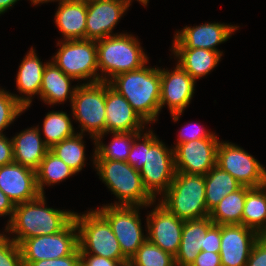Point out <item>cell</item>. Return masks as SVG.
<instances>
[{"label": "cell", "instance_id": "1", "mask_svg": "<svg viewBox=\"0 0 266 266\" xmlns=\"http://www.w3.org/2000/svg\"><path fill=\"white\" fill-rule=\"evenodd\" d=\"M45 204V195H40L32 201L15 205L5 231L15 234L12 239L18 245L24 239L58 233L74 219V211L49 208Z\"/></svg>", "mask_w": 266, "mask_h": 266}, {"label": "cell", "instance_id": "2", "mask_svg": "<svg viewBox=\"0 0 266 266\" xmlns=\"http://www.w3.org/2000/svg\"><path fill=\"white\" fill-rule=\"evenodd\" d=\"M134 111L146 123L156 122L160 113V68L144 65L142 68L121 73L109 81Z\"/></svg>", "mask_w": 266, "mask_h": 266}, {"label": "cell", "instance_id": "3", "mask_svg": "<svg viewBox=\"0 0 266 266\" xmlns=\"http://www.w3.org/2000/svg\"><path fill=\"white\" fill-rule=\"evenodd\" d=\"M93 164L100 180L118 198V202L106 205L149 207L156 200L145 189L141 175L127 161L94 159Z\"/></svg>", "mask_w": 266, "mask_h": 266}, {"label": "cell", "instance_id": "4", "mask_svg": "<svg viewBox=\"0 0 266 266\" xmlns=\"http://www.w3.org/2000/svg\"><path fill=\"white\" fill-rule=\"evenodd\" d=\"M100 81L109 82L121 73L134 71L148 63L140 42L132 34L120 33L97 40Z\"/></svg>", "mask_w": 266, "mask_h": 266}, {"label": "cell", "instance_id": "5", "mask_svg": "<svg viewBox=\"0 0 266 266\" xmlns=\"http://www.w3.org/2000/svg\"><path fill=\"white\" fill-rule=\"evenodd\" d=\"M159 202L183 221L209 216L205 201L204 175L176 172Z\"/></svg>", "mask_w": 266, "mask_h": 266}, {"label": "cell", "instance_id": "6", "mask_svg": "<svg viewBox=\"0 0 266 266\" xmlns=\"http://www.w3.org/2000/svg\"><path fill=\"white\" fill-rule=\"evenodd\" d=\"M74 220L78 228L80 254L102 256L120 263L128 260L122 254L109 222L96 209L80 215L75 212Z\"/></svg>", "mask_w": 266, "mask_h": 266}, {"label": "cell", "instance_id": "7", "mask_svg": "<svg viewBox=\"0 0 266 266\" xmlns=\"http://www.w3.org/2000/svg\"><path fill=\"white\" fill-rule=\"evenodd\" d=\"M58 49L52 60L66 75L74 80L100 82L96 41L88 39L58 41Z\"/></svg>", "mask_w": 266, "mask_h": 266}, {"label": "cell", "instance_id": "8", "mask_svg": "<svg viewBox=\"0 0 266 266\" xmlns=\"http://www.w3.org/2000/svg\"><path fill=\"white\" fill-rule=\"evenodd\" d=\"M73 118L81 125V134L88 132L94 140L105 133V81L77 85L72 99Z\"/></svg>", "mask_w": 266, "mask_h": 266}, {"label": "cell", "instance_id": "9", "mask_svg": "<svg viewBox=\"0 0 266 266\" xmlns=\"http://www.w3.org/2000/svg\"><path fill=\"white\" fill-rule=\"evenodd\" d=\"M139 173L145 189L155 200L158 194L167 191L175 177L174 149L166 147L152 130L147 133V157Z\"/></svg>", "mask_w": 266, "mask_h": 266}, {"label": "cell", "instance_id": "10", "mask_svg": "<svg viewBox=\"0 0 266 266\" xmlns=\"http://www.w3.org/2000/svg\"><path fill=\"white\" fill-rule=\"evenodd\" d=\"M140 206L104 205L96 209L110 224L122 254L130 260L147 239L142 232Z\"/></svg>", "mask_w": 266, "mask_h": 266}, {"label": "cell", "instance_id": "11", "mask_svg": "<svg viewBox=\"0 0 266 266\" xmlns=\"http://www.w3.org/2000/svg\"><path fill=\"white\" fill-rule=\"evenodd\" d=\"M23 262L55 259L71 255L78 247V228L73 219L63 230L52 235L24 239L20 244Z\"/></svg>", "mask_w": 266, "mask_h": 266}, {"label": "cell", "instance_id": "12", "mask_svg": "<svg viewBox=\"0 0 266 266\" xmlns=\"http://www.w3.org/2000/svg\"><path fill=\"white\" fill-rule=\"evenodd\" d=\"M216 165L231 174L242 186L260 187L266 183V169L252 155L233 143L219 142Z\"/></svg>", "mask_w": 266, "mask_h": 266}, {"label": "cell", "instance_id": "13", "mask_svg": "<svg viewBox=\"0 0 266 266\" xmlns=\"http://www.w3.org/2000/svg\"><path fill=\"white\" fill-rule=\"evenodd\" d=\"M218 138L191 140L173 147L176 172L206 175L216 165Z\"/></svg>", "mask_w": 266, "mask_h": 266}, {"label": "cell", "instance_id": "14", "mask_svg": "<svg viewBox=\"0 0 266 266\" xmlns=\"http://www.w3.org/2000/svg\"><path fill=\"white\" fill-rule=\"evenodd\" d=\"M160 79V111L164 105H168L176 122L192 100L196 81L178 64L172 71L160 69Z\"/></svg>", "mask_w": 266, "mask_h": 266}, {"label": "cell", "instance_id": "15", "mask_svg": "<svg viewBox=\"0 0 266 266\" xmlns=\"http://www.w3.org/2000/svg\"><path fill=\"white\" fill-rule=\"evenodd\" d=\"M146 220L147 239L175 257L180 248L184 221L160 202L148 214Z\"/></svg>", "mask_w": 266, "mask_h": 266}, {"label": "cell", "instance_id": "16", "mask_svg": "<svg viewBox=\"0 0 266 266\" xmlns=\"http://www.w3.org/2000/svg\"><path fill=\"white\" fill-rule=\"evenodd\" d=\"M130 0H94L87 2L85 39L101 40L113 34L119 19L130 7Z\"/></svg>", "mask_w": 266, "mask_h": 266}, {"label": "cell", "instance_id": "17", "mask_svg": "<svg viewBox=\"0 0 266 266\" xmlns=\"http://www.w3.org/2000/svg\"><path fill=\"white\" fill-rule=\"evenodd\" d=\"M239 26L227 25L224 23H204L199 26H186L174 36L172 49H209L219 52L223 55L222 51L217 49V45L226 42L230 39L233 32Z\"/></svg>", "mask_w": 266, "mask_h": 266}, {"label": "cell", "instance_id": "18", "mask_svg": "<svg viewBox=\"0 0 266 266\" xmlns=\"http://www.w3.org/2000/svg\"><path fill=\"white\" fill-rule=\"evenodd\" d=\"M260 235L242 224L221 225V266H246Z\"/></svg>", "mask_w": 266, "mask_h": 266}, {"label": "cell", "instance_id": "19", "mask_svg": "<svg viewBox=\"0 0 266 266\" xmlns=\"http://www.w3.org/2000/svg\"><path fill=\"white\" fill-rule=\"evenodd\" d=\"M105 108V133L96 139H102L108 133L143 132L145 129L146 123L130 103L109 85V82H105Z\"/></svg>", "mask_w": 266, "mask_h": 266}, {"label": "cell", "instance_id": "20", "mask_svg": "<svg viewBox=\"0 0 266 266\" xmlns=\"http://www.w3.org/2000/svg\"><path fill=\"white\" fill-rule=\"evenodd\" d=\"M0 189L14 205L32 201L41 195L36 171L14 162L0 167Z\"/></svg>", "mask_w": 266, "mask_h": 266}, {"label": "cell", "instance_id": "21", "mask_svg": "<svg viewBox=\"0 0 266 266\" xmlns=\"http://www.w3.org/2000/svg\"><path fill=\"white\" fill-rule=\"evenodd\" d=\"M40 60L34 48L31 47L19 65L16 85L21 94L20 96L13 94V96L23 105L25 110L30 107L32 96L40 95L43 72L48 63L43 64Z\"/></svg>", "mask_w": 266, "mask_h": 266}, {"label": "cell", "instance_id": "22", "mask_svg": "<svg viewBox=\"0 0 266 266\" xmlns=\"http://www.w3.org/2000/svg\"><path fill=\"white\" fill-rule=\"evenodd\" d=\"M40 127H30L11 138L14 163L37 170L41 161L50 150L41 138Z\"/></svg>", "mask_w": 266, "mask_h": 266}, {"label": "cell", "instance_id": "23", "mask_svg": "<svg viewBox=\"0 0 266 266\" xmlns=\"http://www.w3.org/2000/svg\"><path fill=\"white\" fill-rule=\"evenodd\" d=\"M55 23L63 40L85 39L87 2L82 0H59Z\"/></svg>", "mask_w": 266, "mask_h": 266}, {"label": "cell", "instance_id": "24", "mask_svg": "<svg viewBox=\"0 0 266 266\" xmlns=\"http://www.w3.org/2000/svg\"><path fill=\"white\" fill-rule=\"evenodd\" d=\"M73 78L66 75L53 61H49L44 69L40 99L48 105L63 104L69 101L72 103L76 86L71 87Z\"/></svg>", "mask_w": 266, "mask_h": 266}, {"label": "cell", "instance_id": "25", "mask_svg": "<svg viewBox=\"0 0 266 266\" xmlns=\"http://www.w3.org/2000/svg\"><path fill=\"white\" fill-rule=\"evenodd\" d=\"M213 224L210 217L184 221L180 248L175 256L176 266H191L201 251L204 234Z\"/></svg>", "mask_w": 266, "mask_h": 266}, {"label": "cell", "instance_id": "26", "mask_svg": "<svg viewBox=\"0 0 266 266\" xmlns=\"http://www.w3.org/2000/svg\"><path fill=\"white\" fill-rule=\"evenodd\" d=\"M177 64L195 81L206 76L221 60V54L209 49H172Z\"/></svg>", "mask_w": 266, "mask_h": 266}, {"label": "cell", "instance_id": "27", "mask_svg": "<svg viewBox=\"0 0 266 266\" xmlns=\"http://www.w3.org/2000/svg\"><path fill=\"white\" fill-rule=\"evenodd\" d=\"M204 180L205 201L209 213L225 196L242 186L231 174L217 165L207 172Z\"/></svg>", "mask_w": 266, "mask_h": 266}, {"label": "cell", "instance_id": "28", "mask_svg": "<svg viewBox=\"0 0 266 266\" xmlns=\"http://www.w3.org/2000/svg\"><path fill=\"white\" fill-rule=\"evenodd\" d=\"M242 225L266 236V184L251 187L245 198Z\"/></svg>", "mask_w": 266, "mask_h": 266}, {"label": "cell", "instance_id": "29", "mask_svg": "<svg viewBox=\"0 0 266 266\" xmlns=\"http://www.w3.org/2000/svg\"><path fill=\"white\" fill-rule=\"evenodd\" d=\"M250 188L241 186L235 192L225 196L209 213L213 223L219 225L242 224L246 193Z\"/></svg>", "mask_w": 266, "mask_h": 266}, {"label": "cell", "instance_id": "30", "mask_svg": "<svg viewBox=\"0 0 266 266\" xmlns=\"http://www.w3.org/2000/svg\"><path fill=\"white\" fill-rule=\"evenodd\" d=\"M75 174L71 167L49 150L36 170L38 190L45 195L43 186L58 184Z\"/></svg>", "mask_w": 266, "mask_h": 266}, {"label": "cell", "instance_id": "31", "mask_svg": "<svg viewBox=\"0 0 266 266\" xmlns=\"http://www.w3.org/2000/svg\"><path fill=\"white\" fill-rule=\"evenodd\" d=\"M140 132H115L113 140L109 144H104L101 139H95L94 159H108L127 161V157L133 145L134 138Z\"/></svg>", "mask_w": 266, "mask_h": 266}, {"label": "cell", "instance_id": "32", "mask_svg": "<svg viewBox=\"0 0 266 266\" xmlns=\"http://www.w3.org/2000/svg\"><path fill=\"white\" fill-rule=\"evenodd\" d=\"M43 133L44 142L49 148L76 134L69 115L63 111H50L46 114Z\"/></svg>", "mask_w": 266, "mask_h": 266}, {"label": "cell", "instance_id": "33", "mask_svg": "<svg viewBox=\"0 0 266 266\" xmlns=\"http://www.w3.org/2000/svg\"><path fill=\"white\" fill-rule=\"evenodd\" d=\"M83 135L76 133L74 136L55 144L50 150L76 173L85 166V145Z\"/></svg>", "mask_w": 266, "mask_h": 266}, {"label": "cell", "instance_id": "34", "mask_svg": "<svg viewBox=\"0 0 266 266\" xmlns=\"http://www.w3.org/2000/svg\"><path fill=\"white\" fill-rule=\"evenodd\" d=\"M130 261L135 266H176L174 256L151 243L148 239L145 240Z\"/></svg>", "mask_w": 266, "mask_h": 266}, {"label": "cell", "instance_id": "35", "mask_svg": "<svg viewBox=\"0 0 266 266\" xmlns=\"http://www.w3.org/2000/svg\"><path fill=\"white\" fill-rule=\"evenodd\" d=\"M25 111L13 93L0 89V135L12 122Z\"/></svg>", "mask_w": 266, "mask_h": 266}, {"label": "cell", "instance_id": "36", "mask_svg": "<svg viewBox=\"0 0 266 266\" xmlns=\"http://www.w3.org/2000/svg\"><path fill=\"white\" fill-rule=\"evenodd\" d=\"M10 238L0 233V266H24L20 246Z\"/></svg>", "mask_w": 266, "mask_h": 266}, {"label": "cell", "instance_id": "37", "mask_svg": "<svg viewBox=\"0 0 266 266\" xmlns=\"http://www.w3.org/2000/svg\"><path fill=\"white\" fill-rule=\"evenodd\" d=\"M147 132H140L133 141V145L127 157V162L140 172L147 157ZM137 139V140H136ZM142 140V142H138Z\"/></svg>", "mask_w": 266, "mask_h": 266}, {"label": "cell", "instance_id": "38", "mask_svg": "<svg viewBox=\"0 0 266 266\" xmlns=\"http://www.w3.org/2000/svg\"><path fill=\"white\" fill-rule=\"evenodd\" d=\"M191 124L193 123L190 122L189 124H186L187 125L185 126L186 128L184 127L181 129L178 135L179 138L177 139L178 142L174 146L201 138H217L214 132L206 131L204 127H202L199 123H194L193 125Z\"/></svg>", "mask_w": 266, "mask_h": 266}, {"label": "cell", "instance_id": "39", "mask_svg": "<svg viewBox=\"0 0 266 266\" xmlns=\"http://www.w3.org/2000/svg\"><path fill=\"white\" fill-rule=\"evenodd\" d=\"M24 266H80L79 247L68 256L55 259L39 260L33 262H23Z\"/></svg>", "mask_w": 266, "mask_h": 266}, {"label": "cell", "instance_id": "40", "mask_svg": "<svg viewBox=\"0 0 266 266\" xmlns=\"http://www.w3.org/2000/svg\"><path fill=\"white\" fill-rule=\"evenodd\" d=\"M221 245V225L212 224L204 234L201 251L220 253Z\"/></svg>", "mask_w": 266, "mask_h": 266}, {"label": "cell", "instance_id": "41", "mask_svg": "<svg viewBox=\"0 0 266 266\" xmlns=\"http://www.w3.org/2000/svg\"><path fill=\"white\" fill-rule=\"evenodd\" d=\"M246 266H266V236H260L255 242Z\"/></svg>", "mask_w": 266, "mask_h": 266}, {"label": "cell", "instance_id": "42", "mask_svg": "<svg viewBox=\"0 0 266 266\" xmlns=\"http://www.w3.org/2000/svg\"><path fill=\"white\" fill-rule=\"evenodd\" d=\"M120 262L93 254H80V266H118Z\"/></svg>", "mask_w": 266, "mask_h": 266}, {"label": "cell", "instance_id": "43", "mask_svg": "<svg viewBox=\"0 0 266 266\" xmlns=\"http://www.w3.org/2000/svg\"><path fill=\"white\" fill-rule=\"evenodd\" d=\"M5 134L0 135V167L14 162L12 140Z\"/></svg>", "mask_w": 266, "mask_h": 266}, {"label": "cell", "instance_id": "44", "mask_svg": "<svg viewBox=\"0 0 266 266\" xmlns=\"http://www.w3.org/2000/svg\"><path fill=\"white\" fill-rule=\"evenodd\" d=\"M191 266H221L220 254L200 251Z\"/></svg>", "mask_w": 266, "mask_h": 266}, {"label": "cell", "instance_id": "45", "mask_svg": "<svg viewBox=\"0 0 266 266\" xmlns=\"http://www.w3.org/2000/svg\"><path fill=\"white\" fill-rule=\"evenodd\" d=\"M15 209L14 203L10 200V198L0 189V217L8 216L9 220H11L13 216V212Z\"/></svg>", "mask_w": 266, "mask_h": 266}, {"label": "cell", "instance_id": "46", "mask_svg": "<svg viewBox=\"0 0 266 266\" xmlns=\"http://www.w3.org/2000/svg\"><path fill=\"white\" fill-rule=\"evenodd\" d=\"M19 0H0V14L5 13L9 8L13 7Z\"/></svg>", "mask_w": 266, "mask_h": 266}, {"label": "cell", "instance_id": "47", "mask_svg": "<svg viewBox=\"0 0 266 266\" xmlns=\"http://www.w3.org/2000/svg\"><path fill=\"white\" fill-rule=\"evenodd\" d=\"M31 1V3L33 4V5H38V4H43V3H46V2H50V1H59V0H30Z\"/></svg>", "mask_w": 266, "mask_h": 266}, {"label": "cell", "instance_id": "48", "mask_svg": "<svg viewBox=\"0 0 266 266\" xmlns=\"http://www.w3.org/2000/svg\"><path fill=\"white\" fill-rule=\"evenodd\" d=\"M118 266H135L130 260L120 263Z\"/></svg>", "mask_w": 266, "mask_h": 266}, {"label": "cell", "instance_id": "49", "mask_svg": "<svg viewBox=\"0 0 266 266\" xmlns=\"http://www.w3.org/2000/svg\"><path fill=\"white\" fill-rule=\"evenodd\" d=\"M132 2V0H130ZM141 5L147 6L149 0H137Z\"/></svg>", "mask_w": 266, "mask_h": 266}, {"label": "cell", "instance_id": "50", "mask_svg": "<svg viewBox=\"0 0 266 266\" xmlns=\"http://www.w3.org/2000/svg\"><path fill=\"white\" fill-rule=\"evenodd\" d=\"M82 1H85V2H90V1H94V0H82Z\"/></svg>", "mask_w": 266, "mask_h": 266}]
</instances>
